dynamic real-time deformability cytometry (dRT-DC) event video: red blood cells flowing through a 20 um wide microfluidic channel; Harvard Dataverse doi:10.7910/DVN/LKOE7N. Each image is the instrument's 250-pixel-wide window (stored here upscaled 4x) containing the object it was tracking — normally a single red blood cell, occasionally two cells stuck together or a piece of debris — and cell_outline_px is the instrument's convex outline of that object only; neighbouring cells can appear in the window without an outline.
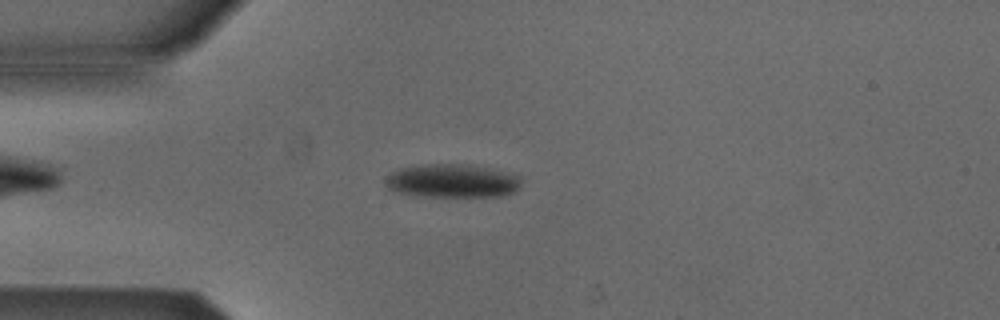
{"species": "Egyptian fruit bat (a non-hibernating species)", "species_latin": "Rousettus aegyptiacus", "temperature_condition": "cold", "stored_images_in_passage": 42, "camera_frame_rate_fps": 3000, "um_per_image_px": 0.085, "animal": {"sex": "male"}, "frame": {"image": 1, "passage_image": 3, "time_ms": 0.667, "image_size_px": [1000, 320], "cell_outline_px": [[520, 188], [512, 192], [500, 196], [428, 196], [400, 192], [388, 188], [384, 184], [388, 176], [392, 172], [400, 168], [416, 164], [468, 164], [488, 168], [520, 176]], "centroid_in_image_um": [38.43, 15.36], "position_along_channel_um": 46.6, "area_um2": 26.24}}
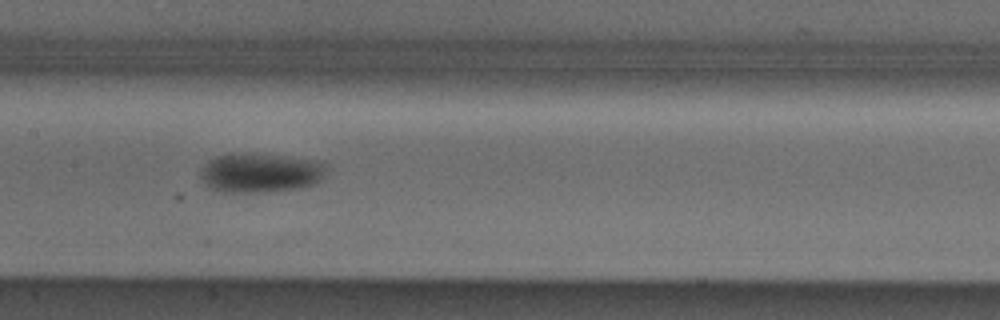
{"frame": {"image": 2, "passage_image": 15, "time_ms": 4.667, "image_size_px": [1000, 320], "cell_outline_px": [[328, 164], [320, 180], [312, 184], [300, 188], [268, 192], [224, 192], [212, 188], [204, 184], [200, 180], [200, 168], [208, 160], [216, 156], [280, 156], [316, 160]], "centroid_in_image_um": [22.12, 14.73], "position_along_channel_um": 185.3, "area_um2": 28.15}}
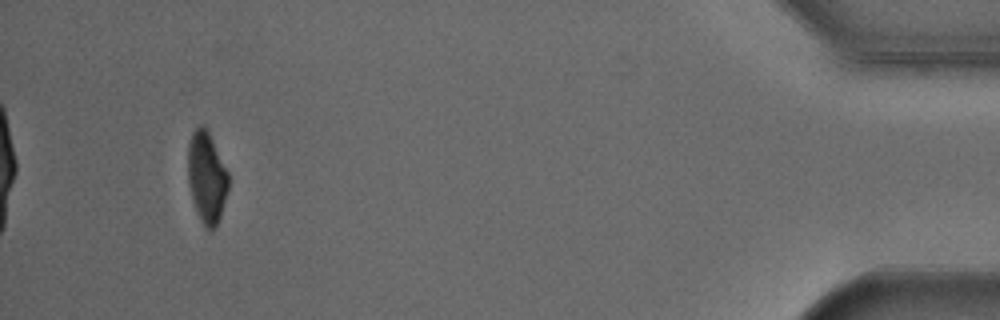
{"frame": {"image": 3, "passage_image": 39, "time_ms": 12.667, "image_size_px": [1000, 320], "cell_outline_px": [[228, 188], [220, 220], [216, 228], [212, 232], [200, 220], [188, 184], [188, 144], [192, 132], [200, 124], [204, 124], [228, 172]], "centroid_in_image_um": [17.57, 15.09], "position_along_channel_um": 417.6, "area_um2": 21.39}, "authors_computed_cell_mechanics": {"area_um2": 26.4724, "velocity_mm_per_s": 3.8607, "shape_relaxation_time_tau1_ms": 3.9992, "shape_relaxation_time_tau2_ms": null, "deformation_change_tau1": 0.1104, "deformation_change_tau2": null}}